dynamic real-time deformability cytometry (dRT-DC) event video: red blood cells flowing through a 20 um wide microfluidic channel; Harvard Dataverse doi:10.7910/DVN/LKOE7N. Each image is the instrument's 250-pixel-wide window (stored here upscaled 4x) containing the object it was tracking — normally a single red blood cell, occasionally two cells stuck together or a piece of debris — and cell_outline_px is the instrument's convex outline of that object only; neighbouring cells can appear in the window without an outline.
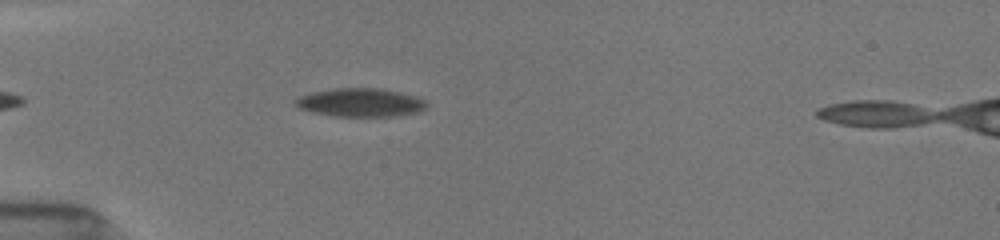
{"species": "common noctule bat (a hibernating species)", "species_latin": "Nyctalus noctula", "temperature_condition": "room temperature", "stored_images_in_passage": 44, "camera_frame_rate_fps": 3000, "um_per_image_px": 0.085, "animal": {"sex": "female", "body_mass_g": 19.5, "forearm_length_mm": 54.1}, "frame": {"image": 1, "passage_image": 6, "time_ms": 1.667, "image_size_px": [1000, 240], "cell_outline_px": [[428, 104], [424, 108], [416, 112], [392, 116], [336, 116], [312, 112], [300, 108], [296, 104], [296, 100], [300, 96], [312, 92], [336, 88], [380, 88], [400, 92], [424, 100]], "centroid_in_image_um": [30.62, 8.71], "position_along_channel_um": 54.4, "area_um2": 21.33}}
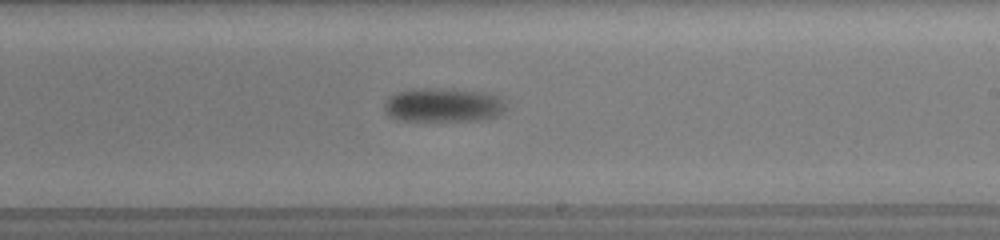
{"frame": {"image": 2, "passage_image": 23, "time_ms": 7.333, "image_size_px": [1000, 240], "cell_outline_px": [[504, 108], [496, 116], [476, 120], [400, 120], [392, 116], [384, 108], [384, 104], [392, 96], [400, 92], [424, 88], [488, 92], [496, 96], [500, 100]], "centroid_in_image_um": [37.67, 8.93], "position_along_channel_um": 251.3, "area_um2": 23.0}}
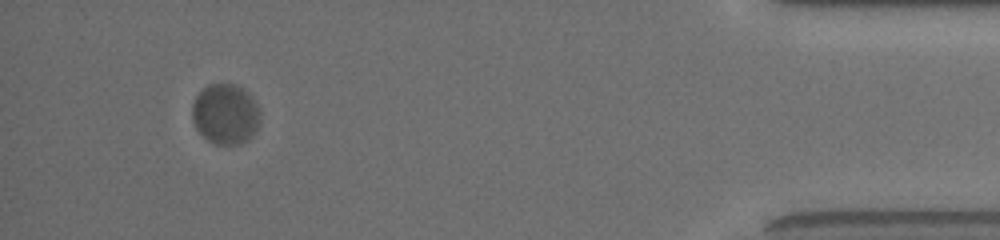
{"frame": {"image": 3, "passage_image": 41, "time_ms": 13.333, "image_size_px": [1000, 240], "cell_outline_px": [[260, 120], [256, 128], [240, 144], [216, 144], [208, 140], [196, 128], [192, 120], [192, 104], [196, 96], [208, 84], [220, 80], [236, 84], [256, 104], [260, 112]], "centroid_in_image_um": [19.11, 9.64], "position_along_channel_um": 416.1, "area_um2": 23.7}, "authors_computed_cell_mechanics": {"area_um2": 23.409, "velocity_mm_per_s": 3.7265, "shape_relaxation_time_tau1_ms": 3.6912, "shape_relaxation_time_tau2_ms": null, "deformation_change_tau1": 0.1025, "deformation_change_tau2": null}}